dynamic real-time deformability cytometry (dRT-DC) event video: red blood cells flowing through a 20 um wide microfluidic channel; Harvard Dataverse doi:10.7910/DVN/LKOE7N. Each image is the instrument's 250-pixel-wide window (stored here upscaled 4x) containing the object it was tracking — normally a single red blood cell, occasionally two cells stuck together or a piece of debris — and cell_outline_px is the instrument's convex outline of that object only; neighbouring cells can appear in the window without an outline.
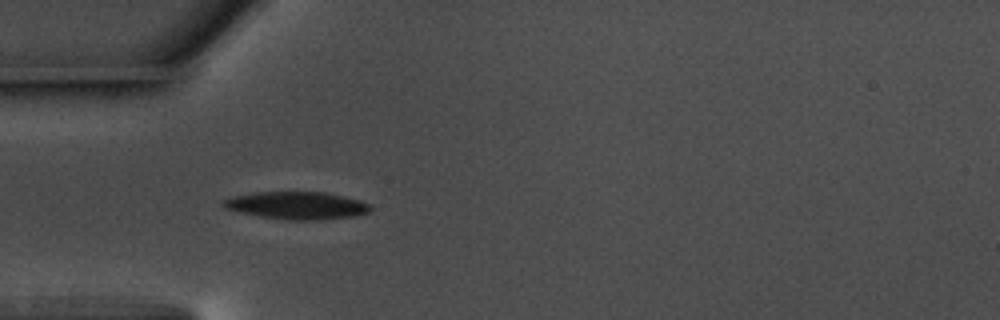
{"species": "common noctule bat (a hibernating species)", "species_latin": "Nyctalus noctula", "temperature_condition": "warm", "stored_images_in_passage": 40, "camera_frame_rate_fps": 3000, "um_per_image_px": 0.085, "animal": {"sex": "male", "body_mass_g": 17.5, "forearm_length_mm": 52.3}, "frame": {"image": 1, "passage_image": 1, "time_ms": 0.0, "image_size_px": [1000, 320], "cell_outline_px": [[372, 208], [368, 212], [352, 216], [324, 220], [292, 220], [260, 216], [240, 212], [224, 208], [220, 204], [220, 200], [232, 196], [256, 192], [324, 192], [360, 200], [368, 204]], "centroid_in_image_um": [25.18, 17.46], "position_along_channel_um": 59.8, "area_um2": 23.58}}
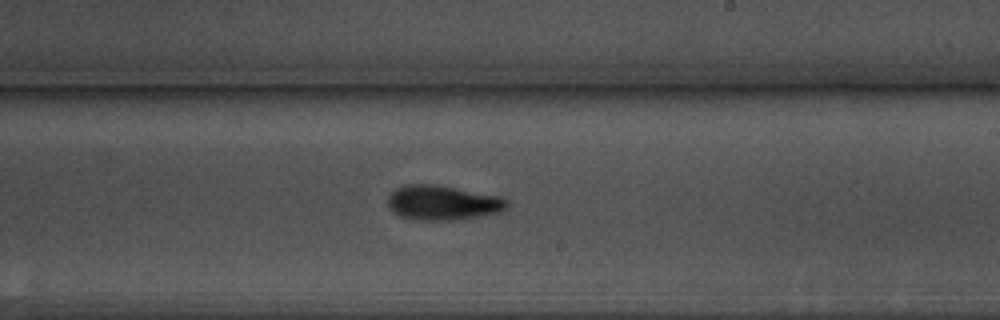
{"frame": {"image": 2, "passage_image": 17, "time_ms": 5.333, "image_size_px": [1000, 320], "cell_outline_px": [[508, 204], [500, 212], [452, 220], [416, 220], [400, 216], [392, 212], [388, 204], [388, 196], [396, 188], [408, 184], [436, 184], [500, 196], [508, 200]], "centroid_in_image_um": [37.59, 17.22], "position_along_channel_um": 251.4, "area_um2": 23.99}}
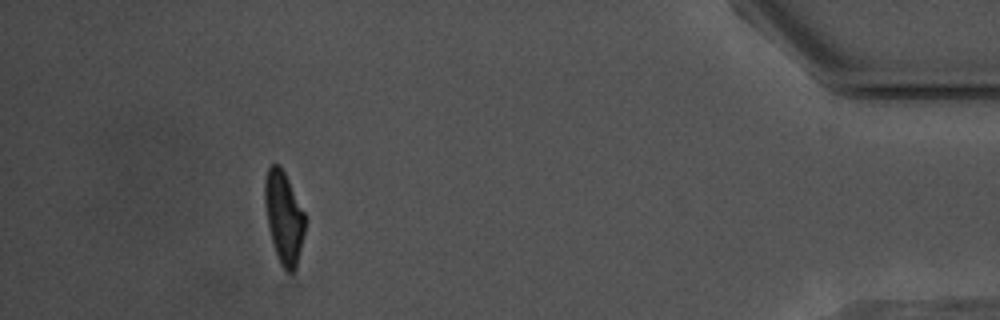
{"frame": {"image": 3, "passage_image": 35, "time_ms": 11.333, "image_size_px": [1000, 320], "cell_outline_px": [[304, 232], [296, 268], [292, 272], [288, 272], [280, 264], [272, 240], [268, 224], [264, 200], [264, 180], [268, 168], [272, 164], [280, 164], [304, 212]], "centroid_in_image_um": [24.11, 18.45], "position_along_channel_um": 411.1, "area_um2": 21.1}, "authors_computed_cell_mechanics": {"area_um2": 22.8021, "velocity_mm_per_s": 3.6565, "shape_relaxation_time_tau1_ms": 4.0307, "shape_relaxation_time_tau2_ms": 3.7822, "deformation_change_tau1": 0.1605, "deformation_change_tau2": 0.1012}}